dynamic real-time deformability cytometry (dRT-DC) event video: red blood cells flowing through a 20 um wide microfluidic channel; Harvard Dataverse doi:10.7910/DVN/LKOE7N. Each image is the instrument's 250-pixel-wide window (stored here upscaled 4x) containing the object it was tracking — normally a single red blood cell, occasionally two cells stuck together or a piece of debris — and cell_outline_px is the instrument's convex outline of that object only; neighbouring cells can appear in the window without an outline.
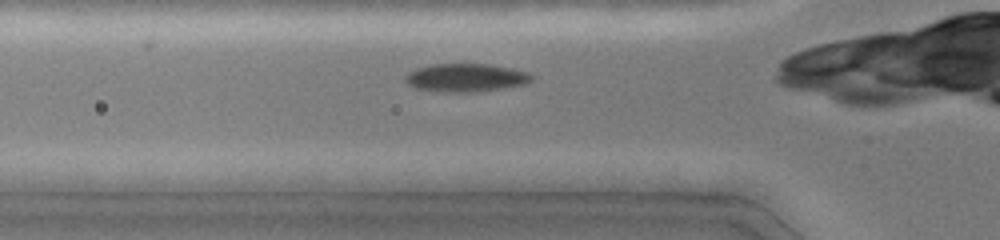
{"species": "common noctule bat (a hibernating species)", "species_latin": "Nyctalus noctula", "temperature_condition": "cold", "stored_images_in_passage": 27, "camera_frame_rate_fps": 3000, "um_per_image_px": 0.085, "animal": {"sex": "female", "body_mass_g": 19.0, "forearm_length_mm": 51.5}, "frame": {"image": 1, "passage_image": 2, "time_ms": 0.333, "image_size_px": [1000, 240], "cell_outline_px": [[532, 80], [528, 84], [480, 92], [448, 92], [416, 88], [408, 84], [404, 80], [404, 76], [408, 72], [416, 68], [432, 64], [488, 64], [512, 68], [528, 72], [532, 76]], "centroid_in_image_um": [39.61, 6.6], "position_along_channel_um": 86.2, "area_um2": 20.92}}
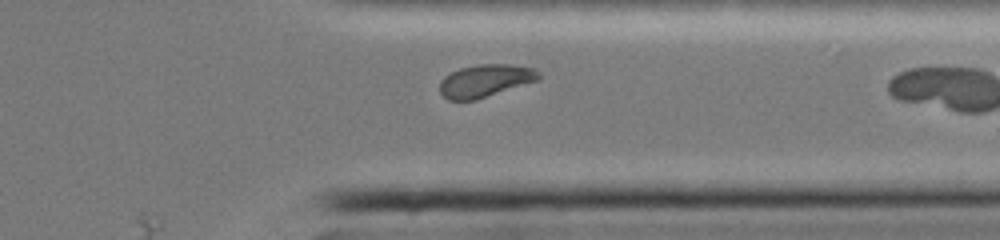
{"frame": {"image": 2, "passage_image": 23, "time_ms": 7.333, "image_size_px": [1000, 240], "cell_outline_px": [[540, 80], [476, 100], [448, 100], [440, 92], [440, 80], [444, 76], [460, 68], [480, 64], [508, 64], [536, 68], [540, 72]], "centroid_in_image_um": [41.28, 6.86], "position_along_channel_um": 370.1, "area_um2": 18.96}}